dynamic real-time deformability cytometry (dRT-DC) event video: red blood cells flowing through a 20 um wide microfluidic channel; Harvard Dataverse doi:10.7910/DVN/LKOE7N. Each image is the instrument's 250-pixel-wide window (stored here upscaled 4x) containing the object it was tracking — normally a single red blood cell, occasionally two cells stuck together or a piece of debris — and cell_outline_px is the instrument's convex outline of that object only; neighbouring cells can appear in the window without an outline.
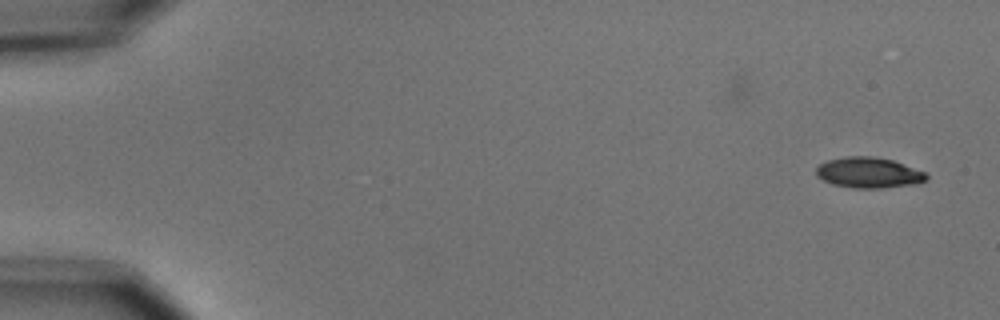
{"species": "common noctule bat (a hibernating species)", "species_latin": "Nyctalus noctula", "temperature_condition": "cold", "stored_images_in_passage": 2, "camera_frame_rate_fps": 3000, "um_per_image_px": 0.085, "animal": {"sex": "male", "body_mass_g": 15.6}, "frame": {"image": 1, "passage_image": 2, "time_ms": 2.0, "image_size_px": [1000, 320], "cell_outline_px": [[928, 180], [916, 184], [880, 188], [852, 188], [832, 184], [816, 176], [816, 168], [820, 164], [828, 160], [848, 156], [872, 156], [892, 160], [924, 172], [928, 176]], "centroid_in_image_um": [73.83, 14.68], "position_along_channel_um": 11.2, "area_um2": 19.59}}